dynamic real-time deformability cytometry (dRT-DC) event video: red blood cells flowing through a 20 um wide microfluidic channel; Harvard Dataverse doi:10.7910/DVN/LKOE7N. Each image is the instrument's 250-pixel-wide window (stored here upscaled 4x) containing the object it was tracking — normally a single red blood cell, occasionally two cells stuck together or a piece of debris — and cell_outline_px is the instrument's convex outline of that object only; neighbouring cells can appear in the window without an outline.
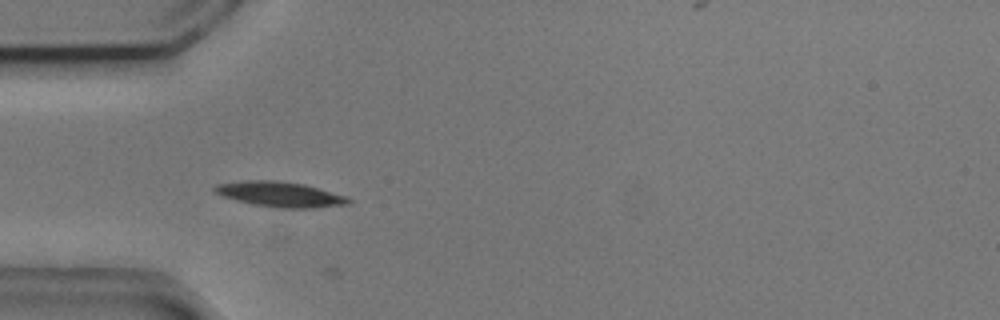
{"species": "common noctule bat (a hibernating species)", "species_latin": "Nyctalus noctula", "temperature_condition": "cold", "stored_images_in_passage": 24, "camera_frame_rate_fps": 3000, "um_per_image_px": 0.085, "animal": {"sex": "male", "body_mass_g": 20.5, "forearm_length_mm": 52.5}, "frame": {"image": 1, "passage_image": 1, "time_ms": 0.0, "image_size_px": [1000, 320], "cell_outline_px": [[352, 200], [348, 204], [312, 208], [280, 208], [252, 204], [236, 200], [212, 192], [212, 188], [216, 184], [244, 180], [276, 180], [304, 184], [344, 196]], "centroid_in_image_um": [23.74, 16.51], "position_along_channel_um": 61.3, "area_um2": 19.54}}